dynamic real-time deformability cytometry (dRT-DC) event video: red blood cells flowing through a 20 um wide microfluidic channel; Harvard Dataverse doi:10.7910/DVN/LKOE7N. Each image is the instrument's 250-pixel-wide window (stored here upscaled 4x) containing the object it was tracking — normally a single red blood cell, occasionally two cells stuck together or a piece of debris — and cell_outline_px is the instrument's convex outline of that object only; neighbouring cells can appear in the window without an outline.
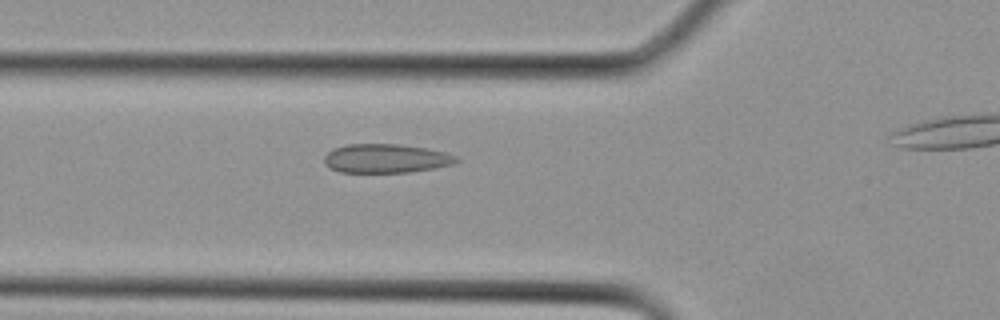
{"species": "Egyptian fruit bat (a non-hibernating species)", "species_latin": "Rousettus aegyptiacus", "temperature_condition": "cold", "stored_images_in_passage": 20, "camera_frame_rate_fps": 3000, "um_per_image_px": 0.085, "animal": {"sex": "female"}, "frame": {"image": 1, "passage_image": 6, "time_ms": 1.667, "image_size_px": [1000, 320], "cell_outline_px": [[460, 160], [452, 164], [432, 168], [408, 172], [340, 172], [324, 164], [324, 156], [332, 148], [348, 144], [400, 144], [428, 148], [444, 152], [456, 156]], "centroid_in_image_um": [32.78, 13.45], "position_along_channel_um": 93.0, "area_um2": 22.2}}
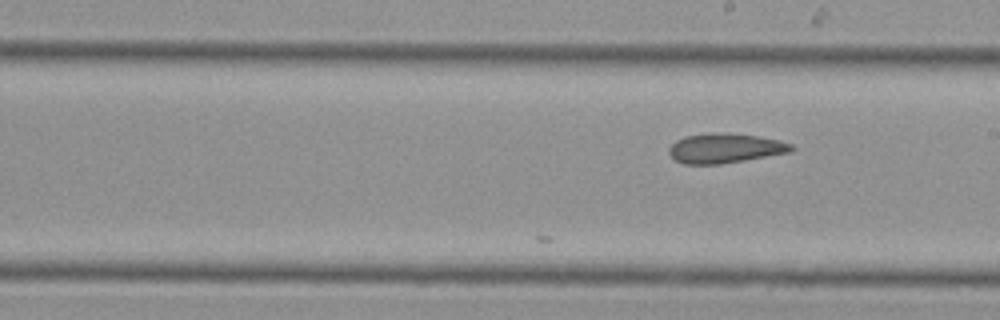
{"frame": {"image": 2, "passage_image": 12, "time_ms": 3.667, "image_size_px": [1000, 320], "cell_outline_px": [[796, 148], [792, 152], [720, 164], [684, 164], [676, 160], [668, 152], [668, 148], [676, 140], [688, 136], [712, 132], [760, 136], [780, 140], [792, 144]], "centroid_in_image_um": [61.67, 12.6], "position_along_channel_um": 227.3, "area_um2": 21.1}}
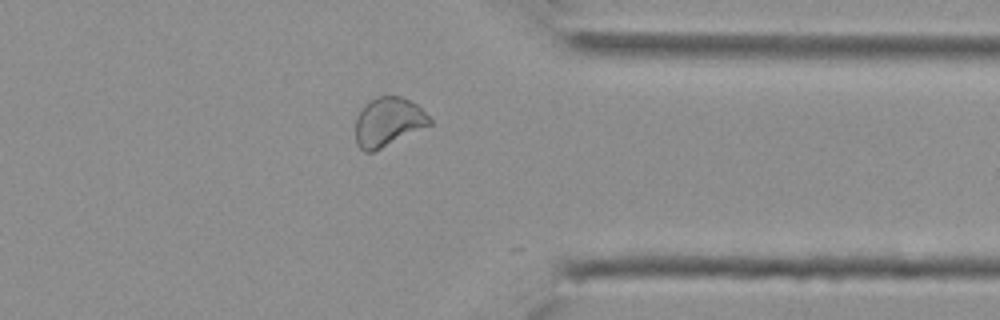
{"frame": {"image": 3, "passage_image": 19, "time_ms": 6.0, "image_size_px": [1000, 320], "cell_outline_px": [[432, 124], [372, 152], [364, 152], [356, 144], [356, 116], [364, 104], [368, 100], [376, 96], [400, 96], [416, 104], [432, 120]], "centroid_in_image_um": [32.96, 10.35], "position_along_channel_um": 378.4, "area_um2": 21.04}}